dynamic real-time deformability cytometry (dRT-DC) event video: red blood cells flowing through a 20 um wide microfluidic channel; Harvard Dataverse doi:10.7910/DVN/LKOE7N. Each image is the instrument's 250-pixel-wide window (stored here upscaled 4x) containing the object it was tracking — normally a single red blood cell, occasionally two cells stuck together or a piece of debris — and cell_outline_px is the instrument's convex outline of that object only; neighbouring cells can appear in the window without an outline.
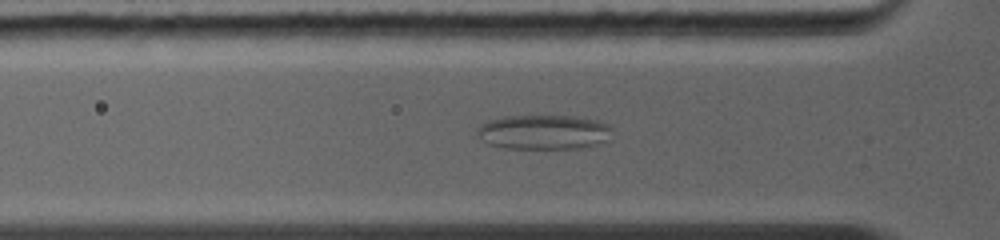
{"species": "common noctule bat (a hibernating species)", "species_latin": "Nyctalus noctula", "temperature_condition": "warm", "stored_images_in_passage": 19, "camera_frame_rate_fps": 5000, "um_per_image_px": 0.085, "animal": {"sex": "female", "body_mass_g": 19.0, "forearm_length_mm": 56.7}, "frame": {"image": 1, "passage_image": 8, "time_ms": 3.0, "image_size_px": [1000, 240], "cell_outline_px": [[612, 128], [604, 140], [596, 144], [580, 148], [504, 148], [488, 144], [476, 132], [476, 128], [480, 124], [488, 120], [504, 116], [576, 116], [596, 120], [608, 124]], "centroid_in_image_um": [46.15, 11.21], "position_along_channel_um": 79.6, "area_um2": 26.99}}
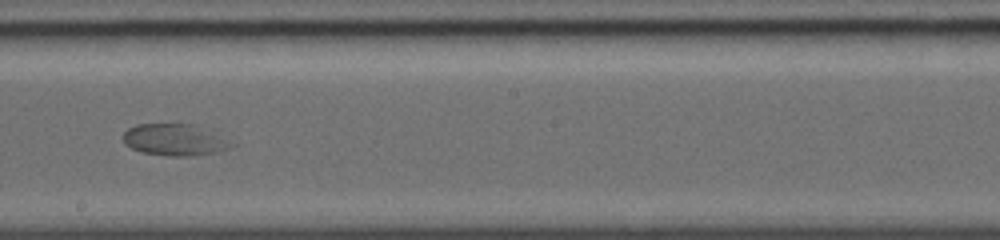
{"frame": {"image": 2, "passage_image": 16, "time_ms": 6.6, "image_size_px": [1000, 240], "cell_outline_px": [[236, 144], [216, 152], [188, 156], [172, 156], [140, 152], [132, 148], [124, 140], [124, 132], [128, 128], [136, 124], [196, 124]], "centroid_in_image_um": [14.83, 11.87], "position_along_channel_um": 233.4, "area_um2": 19.65}}
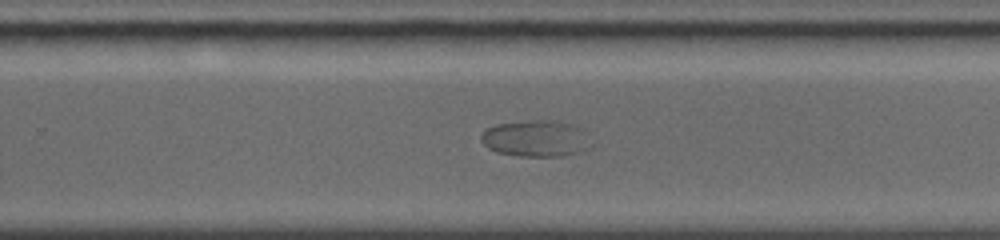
{"frame": {"image": 3, "passage_image": 19, "time_ms": 7.8, "image_size_px": [1000, 240], "cell_outline_px": [[584, 148], [580, 152], [560, 156], [516, 156], [496, 152], [488, 148], [480, 140], [480, 136], [488, 128], [496, 124], [536, 120], [544, 120], [572, 124], [580, 128]], "centroid_in_image_um": [45.38, 11.78], "position_along_channel_um": 284.4, "area_um2": 22.37}}